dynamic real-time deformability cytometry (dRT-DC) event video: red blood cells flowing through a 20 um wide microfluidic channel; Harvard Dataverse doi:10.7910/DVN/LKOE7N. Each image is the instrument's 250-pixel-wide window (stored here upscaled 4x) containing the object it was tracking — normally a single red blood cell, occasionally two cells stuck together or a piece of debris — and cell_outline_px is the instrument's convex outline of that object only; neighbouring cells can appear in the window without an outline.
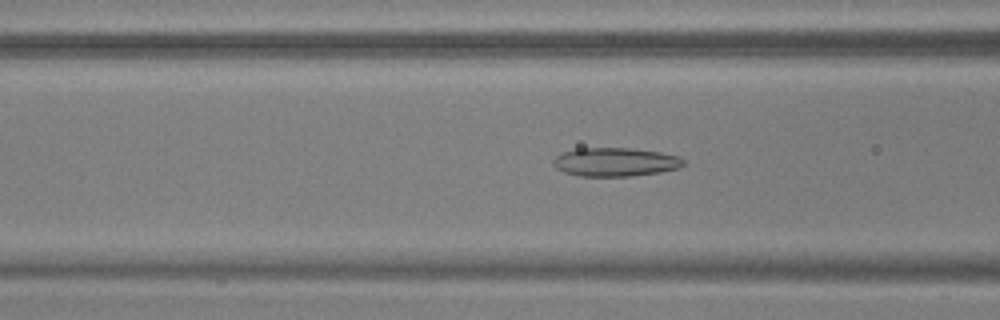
{"species": "common noctule bat (a hibernating species)", "species_latin": "Nyctalus noctula", "temperature_condition": "warm", "stored_images_in_passage": 55, "camera_frame_rate_fps": 3000, "um_per_image_px": 0.085, "animal": {"sex": "male", "body_mass_g": 17.9, "forearm_length_mm": 54.2}, "frame": {"image": 1, "passage_image": 22, "time_ms": 7.0, "image_size_px": [1000, 320], "cell_outline_px": [[684, 164], [680, 168], [660, 172], [632, 176], [580, 176], [564, 172], [556, 168], [552, 164], [552, 160], [556, 156], [564, 152], [576, 148], [632, 148], [660, 152], [680, 156], [684, 160]], "centroid_in_image_um": [52.3, 13.77], "position_along_channel_um": 114.3, "area_um2": 21.91}}
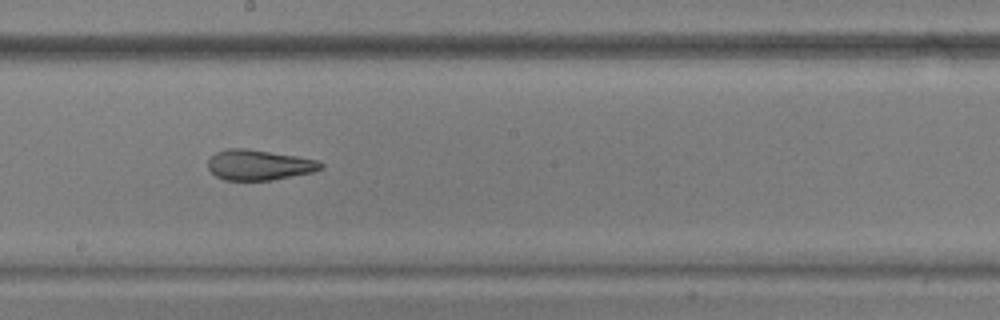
{"frame": {"image": 2, "passage_image": 31, "time_ms": 10.0, "image_size_px": [1000, 320], "cell_outline_px": [[324, 168], [312, 172], [272, 180], [224, 180], [216, 176], [208, 168], [208, 160], [216, 152], [228, 148], [248, 148], [320, 160], [324, 164]], "centroid_in_image_um": [22.04, 14.01], "position_along_channel_um": 226.2, "area_um2": 20.06}}
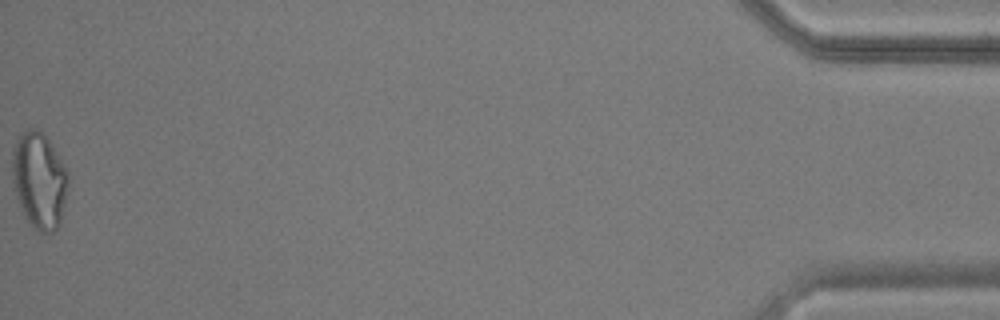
{"frame": {"image": 3, "passage_image": 55, "time_ms": 18.0, "image_size_px": [1000, 320], "cell_outline_px": [[68, 188], [60, 224], [52, 232], [40, 232], [32, 228], [28, 224], [24, 216], [16, 196], [12, 180], [12, 148], [20, 132], [28, 128], [36, 128], [48, 140], [64, 164], [68, 172]], "centroid_in_image_um": [3.32, 15.34], "position_along_channel_um": 431.9, "area_um2": 31.67}, "authors_computed_cell_mechanics": {"area_um2": 23.0622, "velocity_mm_per_s": 3.7302, "shape_relaxation_time_tau1_ms": null, "shape_relaxation_time_tau2_ms": 2.0494, "deformation_change_tau1": null, "deformation_change_tau2": 0.1053}}